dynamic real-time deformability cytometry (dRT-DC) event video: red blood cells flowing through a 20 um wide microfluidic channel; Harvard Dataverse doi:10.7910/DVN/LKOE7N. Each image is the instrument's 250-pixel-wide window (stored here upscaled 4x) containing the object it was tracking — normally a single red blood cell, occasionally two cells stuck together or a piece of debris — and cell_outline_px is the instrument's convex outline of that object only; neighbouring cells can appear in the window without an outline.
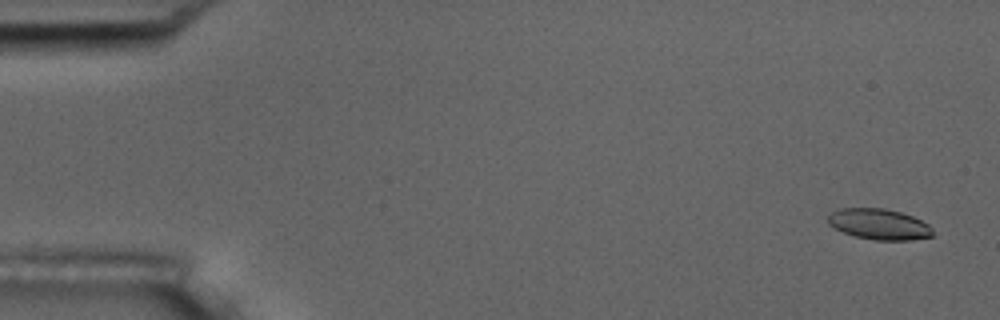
{"species": "common noctule bat (a hibernating species)", "species_latin": "Nyctalus noctula", "temperature_condition": "room temperature", "stored_images_in_passage": 11, "camera_frame_rate_fps": 3000, "um_per_image_px": 0.085, "animal": {"sex": "male", "body_mass_g": 17.5, "forearm_length_mm": 52.3}, "frame": {"image": 1, "passage_image": 1, "time_ms": 0.0, "image_size_px": [1000, 320], "cell_outline_px": [[932, 236], [912, 240], [876, 240], [852, 236], [828, 224], [828, 216], [832, 212], [840, 208], [884, 208], [900, 212], [912, 216], [928, 224], [932, 228]], "centroid_in_image_um": [74.72, 19.06], "position_along_channel_um": 10.3, "area_um2": 18.73}}
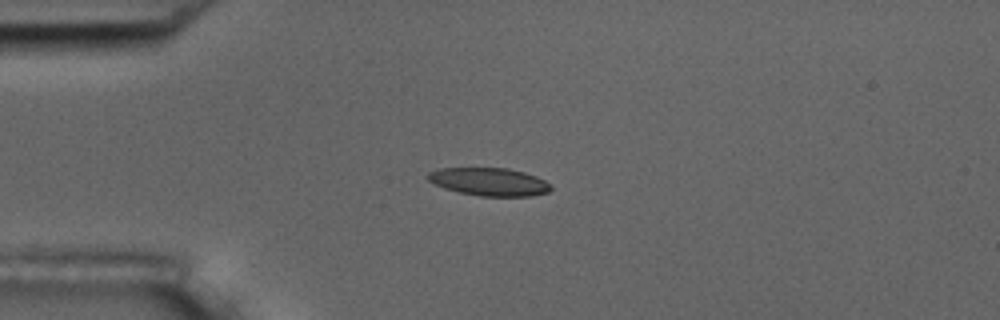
{"frame": {"image": 2, "passage_image": 4, "time_ms": 4.0, "image_size_px": [1000, 320], "cell_outline_px": [[552, 188], [548, 192], [532, 196], [480, 196], [460, 192], [444, 188], [428, 180], [424, 176], [428, 172], [440, 168], [508, 168], [524, 172], [536, 176], [544, 180]], "centroid_in_image_um": [41.56, 15.44], "position_along_channel_um": 43.4, "area_um2": 20.0}}
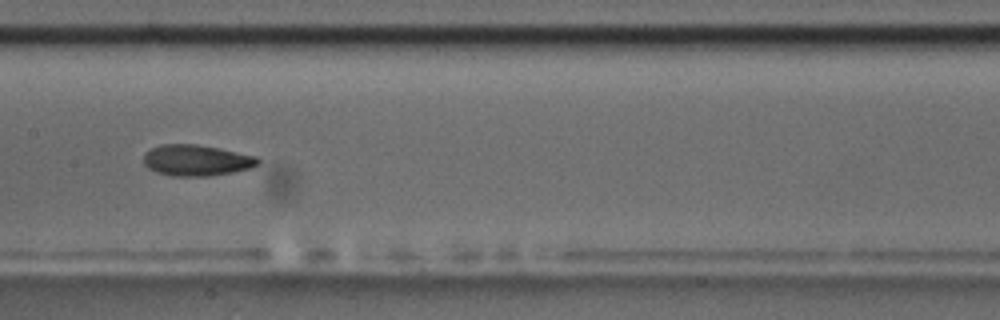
{"frame": {"image": 3, "passage_image": 8, "time_ms": 8.667, "image_size_px": [1000, 320], "cell_outline_px": [[260, 164], [252, 168], [232, 172], [208, 176], [172, 176], [156, 172], [148, 168], [144, 164], [144, 152], [160, 144], [196, 144], [256, 156], [260, 160]], "centroid_in_image_um": [16.68, 13.63], "position_along_channel_um": 190.7, "area_um2": 20.69}}